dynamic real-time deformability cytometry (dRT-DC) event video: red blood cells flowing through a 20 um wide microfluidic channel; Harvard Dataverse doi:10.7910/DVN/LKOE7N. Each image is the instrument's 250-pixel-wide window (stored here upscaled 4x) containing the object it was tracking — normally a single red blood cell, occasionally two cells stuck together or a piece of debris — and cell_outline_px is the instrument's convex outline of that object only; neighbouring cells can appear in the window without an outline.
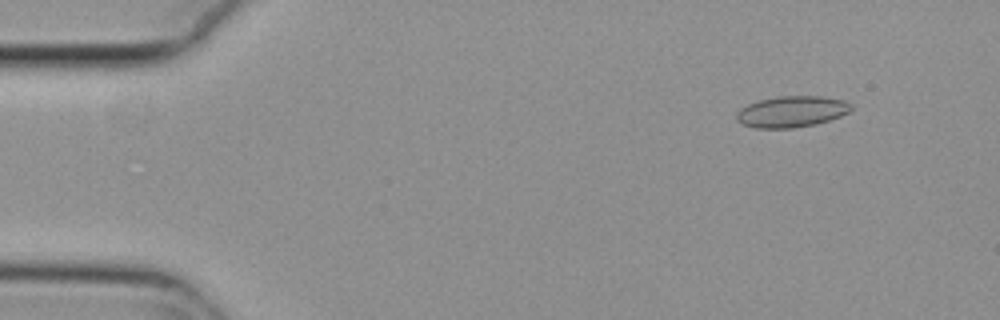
{"species": "common noctule bat (a hibernating species)", "species_latin": "Nyctalus noctula", "temperature_condition": "cold", "stored_images_in_passage": 26, "camera_frame_rate_fps": 3000, "um_per_image_px": 0.085, "animal": {"sex": "female", "body_mass_g": 29.2, "forearm_length_mm": 56.3}, "frame": {"image": 1, "passage_image": 6, "time_ms": 1.667, "image_size_px": [1000, 320], "cell_outline_px": [[852, 108], [848, 112], [840, 116], [816, 124], [792, 128], [756, 128], [744, 124], [736, 120], [736, 112], [740, 108], [748, 104], [760, 100], [776, 96], [820, 96], [844, 100], [852, 104]], "centroid_in_image_um": [67.28, 9.48], "position_along_channel_um": 17.7, "area_um2": 20.81}}
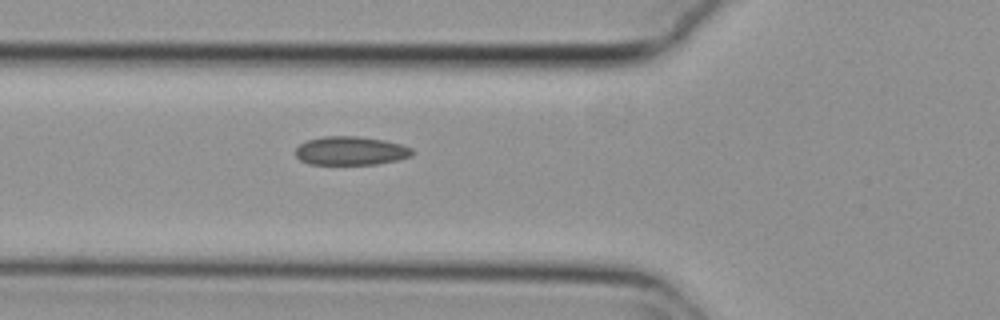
{"frame": {"image": 2, "passage_image": 20, "time_ms": 6.333, "image_size_px": [1000, 320], "cell_outline_px": [[412, 156], [396, 160], [376, 164], [308, 164], [300, 160], [296, 156], [296, 148], [300, 144], [308, 140], [324, 136], [360, 136], [384, 140], [400, 144], [412, 148]], "centroid_in_image_um": [29.8, 12.81], "position_along_channel_um": 96.0, "area_um2": 19.42}}
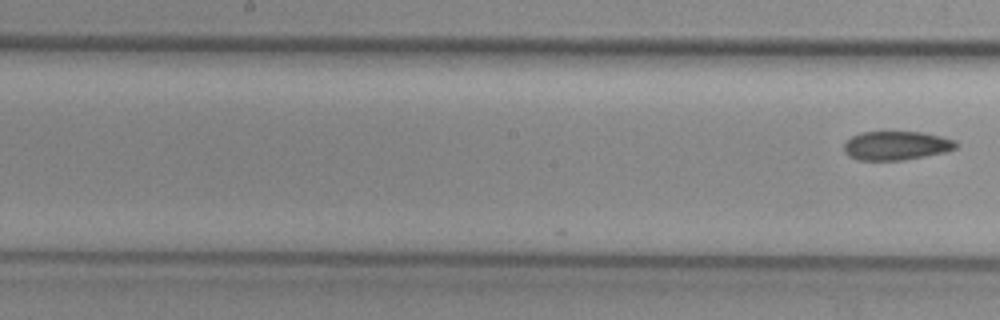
{"frame": {"image": 3, "passage_image": 26, "time_ms": 8.333, "image_size_px": [1000, 320], "cell_outline_px": [[956, 148], [944, 152], [904, 160], [856, 160], [848, 156], [844, 152], [844, 144], [852, 136], [860, 132], [924, 132], [956, 140]], "centroid_in_image_um": [76.16, 12.37], "position_along_channel_um": 172.0, "area_um2": 18.84}}